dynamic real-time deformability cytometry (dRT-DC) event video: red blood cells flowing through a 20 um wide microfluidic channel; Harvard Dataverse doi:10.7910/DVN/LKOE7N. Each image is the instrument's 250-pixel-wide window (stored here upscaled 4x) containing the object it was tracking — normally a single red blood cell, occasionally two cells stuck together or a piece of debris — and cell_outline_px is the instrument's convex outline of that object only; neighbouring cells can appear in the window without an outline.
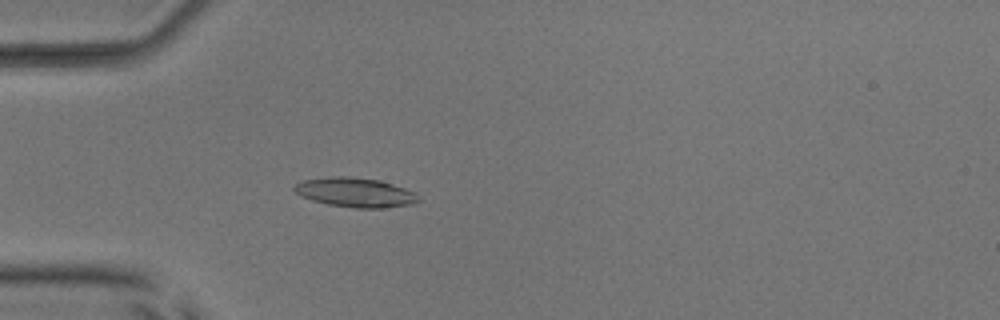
{"species": "common noctule bat (a hibernating species)", "species_latin": "Nyctalus noctula", "temperature_condition": "room temperature", "stored_images_in_passage": 43, "camera_frame_rate_fps": 3000, "um_per_image_px": 0.085, "animal": {"sex": "male", "body_mass_g": 17.9, "forearm_length_mm": 54.2}, "frame": {"image": 1, "passage_image": 12, "time_ms": 3.667, "image_size_px": [1000, 320], "cell_outline_px": [[424, 200], [412, 204], [384, 208], [352, 208], [328, 204], [312, 200], [300, 196], [292, 188], [300, 180], [328, 176], [348, 176], [380, 180], [416, 192]], "centroid_in_image_um": [30.22, 16.35], "position_along_channel_um": 54.8, "area_um2": 21.68}}
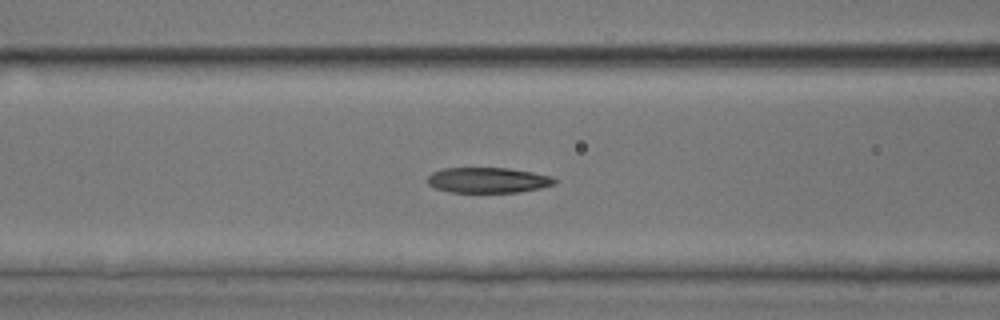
{"frame": {"image": 2, "passage_image": 18, "time_ms": 5.667, "image_size_px": [1000, 320], "cell_outline_px": [[556, 184], [540, 188], [520, 192], [448, 192], [436, 188], [428, 184], [428, 176], [432, 172], [444, 168], [508, 168], [532, 172], [552, 176], [556, 180]], "centroid_in_image_um": [41.48, 15.31], "position_along_channel_um": 125.1, "area_um2": 18.84}}
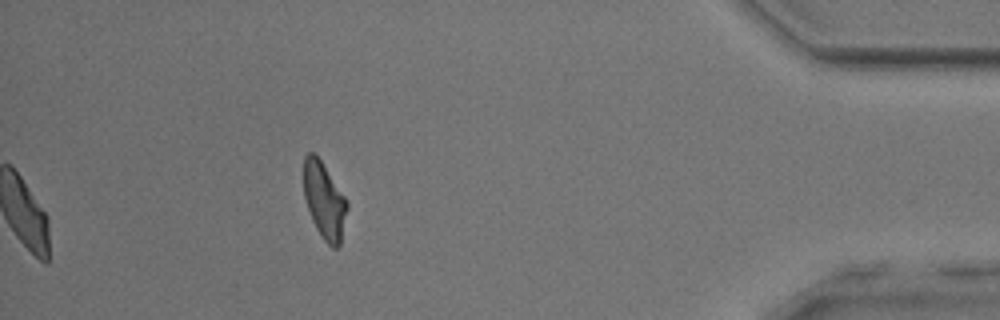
{"frame": {"image": 3, "passage_image": 43, "time_ms": 14.0, "image_size_px": [1000, 320], "cell_outline_px": [[348, 208], [340, 244], [336, 248], [332, 248], [324, 240], [316, 228], [312, 220], [304, 196], [304, 156], [308, 152], [312, 152], [320, 160], [344, 196], [348, 204]], "centroid_in_image_um": [27.56, 17.07], "position_along_channel_um": 407.6, "area_um2": 18.96}, "authors_computed_cell_mechanics": {"area_um2": 20.23, "velocity_mm_per_s": 3.9936, "shape_relaxation_time_tau1_ms": 6.4975, "shape_relaxation_time_tau2_ms": 2.3311, "deformation_change_tau1": 0.1764, "deformation_change_tau2": 0.1135}}